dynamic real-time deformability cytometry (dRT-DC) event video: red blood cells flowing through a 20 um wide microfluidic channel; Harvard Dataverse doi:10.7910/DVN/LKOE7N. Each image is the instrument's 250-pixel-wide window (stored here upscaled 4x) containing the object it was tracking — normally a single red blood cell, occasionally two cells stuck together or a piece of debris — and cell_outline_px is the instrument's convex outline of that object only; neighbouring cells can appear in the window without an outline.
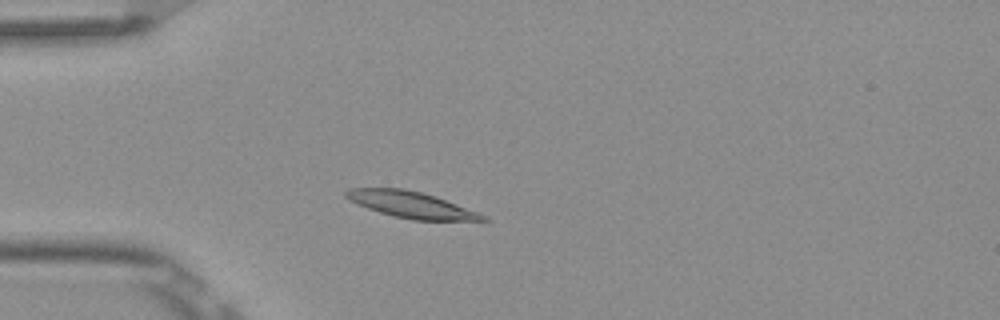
{"species": "Egyptian fruit bat (a non-hibernating species)", "species_latin": "Rousettus aegyptiacus", "temperature_condition": "room temperature", "stored_images_in_passage": 4, "camera_frame_rate_fps": 3000, "um_per_image_px": 0.085, "frame": {"image": 1, "passage_image": 3, "time_ms": 0.667, "image_size_px": [1000, 320], "cell_outline_px": [[492, 220], [412, 220], [392, 216], [356, 204], [348, 200], [344, 196], [344, 192], [348, 188], [404, 188], [420, 192], [444, 200], [488, 216]], "centroid_in_image_um": [34.88, 17.4], "position_along_channel_um": 50.1, "area_um2": 20.75}}